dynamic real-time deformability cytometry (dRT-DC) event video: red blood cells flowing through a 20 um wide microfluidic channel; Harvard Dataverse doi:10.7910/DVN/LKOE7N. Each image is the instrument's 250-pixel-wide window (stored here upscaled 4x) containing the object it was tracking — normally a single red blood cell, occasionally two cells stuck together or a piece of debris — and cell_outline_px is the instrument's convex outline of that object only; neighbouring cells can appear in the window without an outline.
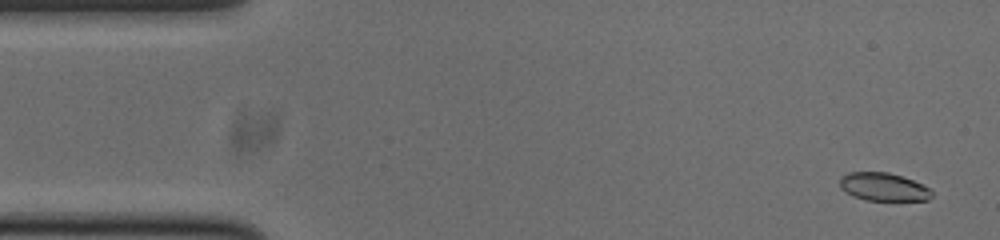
{"species": "common noctule bat (a hibernating species)", "species_latin": "Nyctalus noctula", "temperature_condition": "cold", "stored_images_in_passage": 53, "camera_frame_rate_fps": 3000, "um_per_image_px": 0.085, "animal": {"sex": "male", "body_mass_g": 20.0, "forearm_length_mm": 53.3}, "frame": {"image": 1, "passage_image": 2, "time_ms": 0.333, "image_size_px": [1000, 240], "cell_outline_px": [[932, 196], [928, 200], [864, 200], [852, 196], [844, 192], [840, 188], [840, 176], [848, 172], [888, 172], [912, 180], [928, 188], [932, 192]], "centroid_in_image_um": [75.03, 15.89], "position_along_channel_um": 10.0, "area_um2": 15.03}}
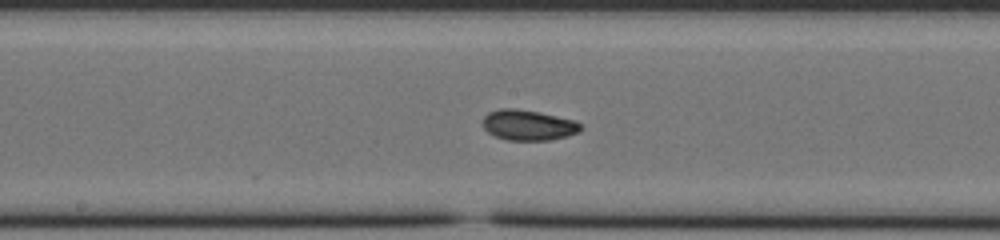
{"frame": {"image": 2, "passage_image": 26, "time_ms": 8.333, "image_size_px": [1000, 240], "cell_outline_px": [[580, 128], [576, 132], [568, 136], [552, 140], [508, 140], [496, 136], [488, 132], [484, 128], [484, 116], [488, 112], [500, 108], [516, 108], [536, 112], [572, 120], [580, 124]], "centroid_in_image_um": [44.85, 10.64], "position_along_channel_um": 203.3, "area_um2": 16.99}}
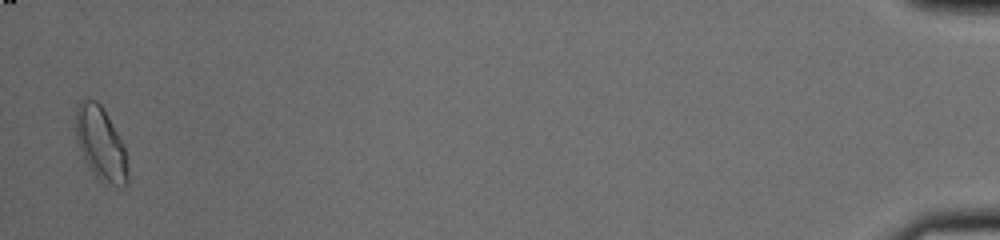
{"frame": {"image": 3, "passage_image": 52, "time_ms": 17.0, "image_size_px": [1000, 240], "cell_outline_px": [[128, 184], [120, 188], [104, 184], [96, 176], [84, 160], [76, 140], [72, 128], [76, 108], [80, 100], [96, 100], [100, 104], [124, 144], [128, 168]], "centroid_in_image_um": [8.54, 12.24], "position_along_channel_um": 426.7, "area_um2": 22.83}, "authors_computed_cell_mechanics": {"area_um2": 16.8776, "velocity_mm_per_s": 3.7559, "shape_relaxation_time_tau1_ms": 2.7216, "shape_relaxation_time_tau2_ms": 3.0228, "deformation_change_tau1": 0.1114, "deformation_change_tau2": 0.0736}}